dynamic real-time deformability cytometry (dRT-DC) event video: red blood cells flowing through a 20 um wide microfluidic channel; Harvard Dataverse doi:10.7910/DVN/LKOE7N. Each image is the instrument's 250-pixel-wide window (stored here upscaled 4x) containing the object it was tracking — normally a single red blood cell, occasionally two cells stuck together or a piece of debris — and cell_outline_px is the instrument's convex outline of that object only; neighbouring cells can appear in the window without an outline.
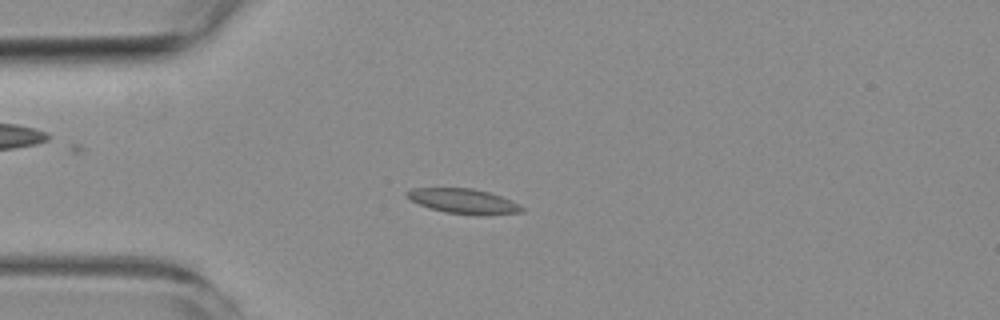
{"species": "common noctule bat (a hibernating species)", "species_latin": "Nyctalus noctula", "temperature_condition": "room temperature", "stored_images_in_passage": 7, "camera_frame_rate_fps": 3000, "um_per_image_px": 0.085, "animal": {"sex": "female", "body_mass_g": 19.3, "forearm_length_mm": 54.1}, "frame": {"image": 1, "passage_image": 4, "time_ms": 3.333, "image_size_px": [1000, 320], "cell_outline_px": [[524, 212], [484, 216], [480, 216], [444, 212], [428, 208], [404, 196], [404, 192], [412, 188], [472, 188], [488, 192], [500, 196], [520, 204], [524, 208]], "centroid_in_image_um": [39.4, 17.11], "position_along_channel_um": 45.6, "area_um2": 16.94}}
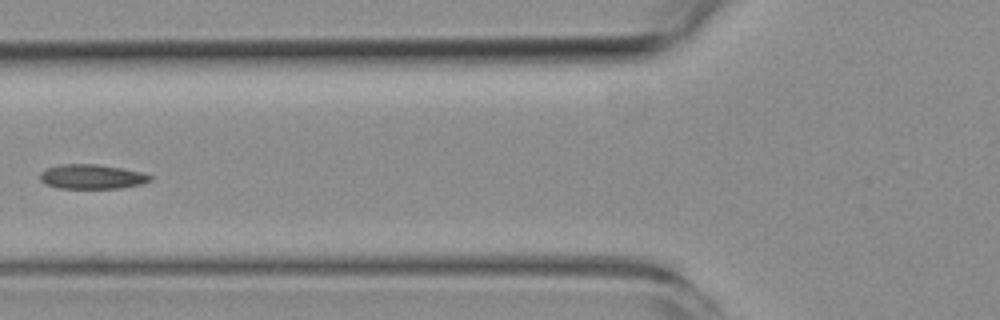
{"frame": {"image": 2, "passage_image": 6, "time_ms": 5.667, "image_size_px": [1000, 320], "cell_outline_px": [[152, 180], [140, 184], [120, 188], [56, 188], [44, 184], [40, 180], [40, 172], [48, 168], [60, 164], [96, 164], [120, 168], [140, 172], [152, 176]], "centroid_in_image_um": [7.76, 15.02], "position_along_channel_um": 118.0, "area_um2": 15.66}}
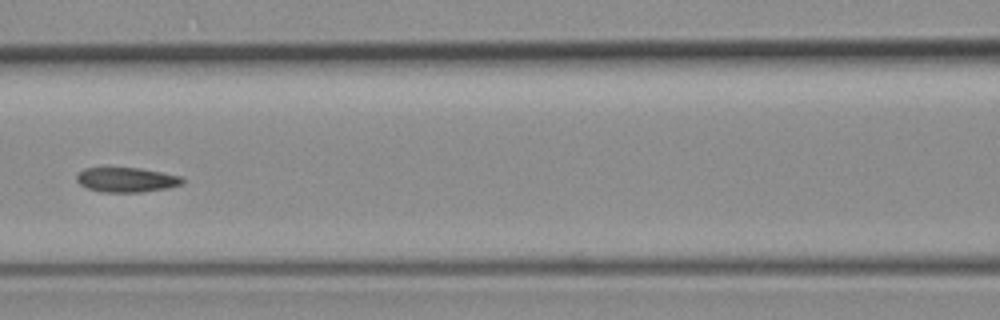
{"frame": {"image": 3, "passage_image": 7, "time_ms": 6.667, "image_size_px": [1000, 320], "cell_outline_px": [[184, 184], [168, 188], [140, 192], [100, 192], [88, 188], [80, 184], [76, 180], [76, 176], [84, 168], [140, 168], [184, 176]], "centroid_in_image_um": [10.8, 15.28], "position_along_channel_um": 155.8, "area_um2": 15.32}}